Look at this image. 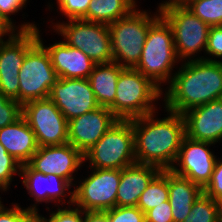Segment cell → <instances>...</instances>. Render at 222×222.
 I'll return each instance as SVG.
<instances>
[{"label": "cell", "mask_w": 222, "mask_h": 222, "mask_svg": "<svg viewBox=\"0 0 222 222\" xmlns=\"http://www.w3.org/2000/svg\"><path fill=\"white\" fill-rule=\"evenodd\" d=\"M164 111L167 117L162 119L156 117V111L130 121L136 162L168 170L175 164L186 132L182 114Z\"/></svg>", "instance_id": "6da1fadb"}, {"label": "cell", "mask_w": 222, "mask_h": 222, "mask_svg": "<svg viewBox=\"0 0 222 222\" xmlns=\"http://www.w3.org/2000/svg\"><path fill=\"white\" fill-rule=\"evenodd\" d=\"M181 63L163 90L165 109L183 114L222 98V62L196 59Z\"/></svg>", "instance_id": "7a4b0ae2"}, {"label": "cell", "mask_w": 222, "mask_h": 222, "mask_svg": "<svg viewBox=\"0 0 222 222\" xmlns=\"http://www.w3.org/2000/svg\"><path fill=\"white\" fill-rule=\"evenodd\" d=\"M181 61L177 57L173 31L166 19L160 15L149 27L143 50L136 70L161 88L170 84L175 64Z\"/></svg>", "instance_id": "3957f363"}, {"label": "cell", "mask_w": 222, "mask_h": 222, "mask_svg": "<svg viewBox=\"0 0 222 222\" xmlns=\"http://www.w3.org/2000/svg\"><path fill=\"white\" fill-rule=\"evenodd\" d=\"M163 91L135 68H124L117 80L116 97L108 107L119 120H131L158 111ZM156 102V103H155Z\"/></svg>", "instance_id": "277c9868"}, {"label": "cell", "mask_w": 222, "mask_h": 222, "mask_svg": "<svg viewBox=\"0 0 222 222\" xmlns=\"http://www.w3.org/2000/svg\"><path fill=\"white\" fill-rule=\"evenodd\" d=\"M158 7L172 28L179 60L203 59L204 56L197 54L206 51L210 26L195 16L180 0H166Z\"/></svg>", "instance_id": "5b68a950"}, {"label": "cell", "mask_w": 222, "mask_h": 222, "mask_svg": "<svg viewBox=\"0 0 222 222\" xmlns=\"http://www.w3.org/2000/svg\"><path fill=\"white\" fill-rule=\"evenodd\" d=\"M160 15L159 7L154 14L135 8L129 15L108 25L115 63L123 68L137 66L149 27Z\"/></svg>", "instance_id": "8992f818"}, {"label": "cell", "mask_w": 222, "mask_h": 222, "mask_svg": "<svg viewBox=\"0 0 222 222\" xmlns=\"http://www.w3.org/2000/svg\"><path fill=\"white\" fill-rule=\"evenodd\" d=\"M83 157L90 168L121 170L135 163L132 122L118 120Z\"/></svg>", "instance_id": "52a82bcc"}, {"label": "cell", "mask_w": 222, "mask_h": 222, "mask_svg": "<svg viewBox=\"0 0 222 222\" xmlns=\"http://www.w3.org/2000/svg\"><path fill=\"white\" fill-rule=\"evenodd\" d=\"M53 28L63 41L84 52L94 63L113 61L110 31L107 24L70 19L58 22Z\"/></svg>", "instance_id": "ba28073f"}, {"label": "cell", "mask_w": 222, "mask_h": 222, "mask_svg": "<svg viewBox=\"0 0 222 222\" xmlns=\"http://www.w3.org/2000/svg\"><path fill=\"white\" fill-rule=\"evenodd\" d=\"M19 104L47 99L59 77L46 48L37 41L26 53L19 70Z\"/></svg>", "instance_id": "9c48e42d"}, {"label": "cell", "mask_w": 222, "mask_h": 222, "mask_svg": "<svg viewBox=\"0 0 222 222\" xmlns=\"http://www.w3.org/2000/svg\"><path fill=\"white\" fill-rule=\"evenodd\" d=\"M90 169V175L88 174V177H83V180L75 184L73 204L82 211H106L114 208L121 170Z\"/></svg>", "instance_id": "30bf717a"}, {"label": "cell", "mask_w": 222, "mask_h": 222, "mask_svg": "<svg viewBox=\"0 0 222 222\" xmlns=\"http://www.w3.org/2000/svg\"><path fill=\"white\" fill-rule=\"evenodd\" d=\"M22 116L34 132L38 147L68 143V120L50 98L25 103Z\"/></svg>", "instance_id": "8fae6325"}, {"label": "cell", "mask_w": 222, "mask_h": 222, "mask_svg": "<svg viewBox=\"0 0 222 222\" xmlns=\"http://www.w3.org/2000/svg\"><path fill=\"white\" fill-rule=\"evenodd\" d=\"M38 41L37 28L16 31L0 41V91L19 103V70L27 51Z\"/></svg>", "instance_id": "7c38bea8"}, {"label": "cell", "mask_w": 222, "mask_h": 222, "mask_svg": "<svg viewBox=\"0 0 222 222\" xmlns=\"http://www.w3.org/2000/svg\"><path fill=\"white\" fill-rule=\"evenodd\" d=\"M213 145L215 144L195 141L185 136L175 161L176 164L170 170L188 178L203 189L211 179L217 160L213 149L210 151L209 148Z\"/></svg>", "instance_id": "4fadbf2b"}, {"label": "cell", "mask_w": 222, "mask_h": 222, "mask_svg": "<svg viewBox=\"0 0 222 222\" xmlns=\"http://www.w3.org/2000/svg\"><path fill=\"white\" fill-rule=\"evenodd\" d=\"M20 177L27 194L32 196L35 201L34 204L26 208L39 213L37 206L42 202L47 204L55 202V206H64L66 203L69 206L73 205V191H70L73 186L64 178L56 174L45 175L34 170L28 163L21 166Z\"/></svg>", "instance_id": "5bb4252c"}, {"label": "cell", "mask_w": 222, "mask_h": 222, "mask_svg": "<svg viewBox=\"0 0 222 222\" xmlns=\"http://www.w3.org/2000/svg\"><path fill=\"white\" fill-rule=\"evenodd\" d=\"M49 98L68 121L99 107L88 79L59 78Z\"/></svg>", "instance_id": "9a60e30c"}, {"label": "cell", "mask_w": 222, "mask_h": 222, "mask_svg": "<svg viewBox=\"0 0 222 222\" xmlns=\"http://www.w3.org/2000/svg\"><path fill=\"white\" fill-rule=\"evenodd\" d=\"M28 164L36 171L45 175L56 174L67 180L73 187L82 164L83 154L69 143L55 146H41L33 154Z\"/></svg>", "instance_id": "2e32d148"}, {"label": "cell", "mask_w": 222, "mask_h": 222, "mask_svg": "<svg viewBox=\"0 0 222 222\" xmlns=\"http://www.w3.org/2000/svg\"><path fill=\"white\" fill-rule=\"evenodd\" d=\"M118 120L108 107L99 106L68 121V143L84 154Z\"/></svg>", "instance_id": "e0dca14e"}, {"label": "cell", "mask_w": 222, "mask_h": 222, "mask_svg": "<svg viewBox=\"0 0 222 222\" xmlns=\"http://www.w3.org/2000/svg\"><path fill=\"white\" fill-rule=\"evenodd\" d=\"M182 115L188 138L212 144L222 141V98L189 109Z\"/></svg>", "instance_id": "ac0fdd59"}, {"label": "cell", "mask_w": 222, "mask_h": 222, "mask_svg": "<svg viewBox=\"0 0 222 222\" xmlns=\"http://www.w3.org/2000/svg\"><path fill=\"white\" fill-rule=\"evenodd\" d=\"M39 27H37L38 41L46 48L51 64L59 78H81L88 79L93 71L94 63L84 52L67 45L64 41L44 45Z\"/></svg>", "instance_id": "d6986e66"}, {"label": "cell", "mask_w": 222, "mask_h": 222, "mask_svg": "<svg viewBox=\"0 0 222 222\" xmlns=\"http://www.w3.org/2000/svg\"><path fill=\"white\" fill-rule=\"evenodd\" d=\"M161 171L156 166L137 162L121 169L116 206H137L141 194Z\"/></svg>", "instance_id": "ffe728a7"}, {"label": "cell", "mask_w": 222, "mask_h": 222, "mask_svg": "<svg viewBox=\"0 0 222 222\" xmlns=\"http://www.w3.org/2000/svg\"><path fill=\"white\" fill-rule=\"evenodd\" d=\"M0 143L21 165L27 164L38 150L35 134L23 116L0 128Z\"/></svg>", "instance_id": "44dd1931"}, {"label": "cell", "mask_w": 222, "mask_h": 222, "mask_svg": "<svg viewBox=\"0 0 222 222\" xmlns=\"http://www.w3.org/2000/svg\"><path fill=\"white\" fill-rule=\"evenodd\" d=\"M168 190L173 222H183L188 217L194 201L203 193V189L188 178L168 169Z\"/></svg>", "instance_id": "7402d4cb"}, {"label": "cell", "mask_w": 222, "mask_h": 222, "mask_svg": "<svg viewBox=\"0 0 222 222\" xmlns=\"http://www.w3.org/2000/svg\"><path fill=\"white\" fill-rule=\"evenodd\" d=\"M123 69L114 61L94 66L88 80L99 106L109 107L114 102L117 80Z\"/></svg>", "instance_id": "603a6c76"}, {"label": "cell", "mask_w": 222, "mask_h": 222, "mask_svg": "<svg viewBox=\"0 0 222 222\" xmlns=\"http://www.w3.org/2000/svg\"><path fill=\"white\" fill-rule=\"evenodd\" d=\"M136 0H90L85 21L109 25L129 15L138 5Z\"/></svg>", "instance_id": "cb8c5ba5"}, {"label": "cell", "mask_w": 222, "mask_h": 222, "mask_svg": "<svg viewBox=\"0 0 222 222\" xmlns=\"http://www.w3.org/2000/svg\"><path fill=\"white\" fill-rule=\"evenodd\" d=\"M168 199V170H162L141 194L137 207L145 214Z\"/></svg>", "instance_id": "d4e9b609"}, {"label": "cell", "mask_w": 222, "mask_h": 222, "mask_svg": "<svg viewBox=\"0 0 222 222\" xmlns=\"http://www.w3.org/2000/svg\"><path fill=\"white\" fill-rule=\"evenodd\" d=\"M195 16L211 26H222V0H180Z\"/></svg>", "instance_id": "484cf974"}, {"label": "cell", "mask_w": 222, "mask_h": 222, "mask_svg": "<svg viewBox=\"0 0 222 222\" xmlns=\"http://www.w3.org/2000/svg\"><path fill=\"white\" fill-rule=\"evenodd\" d=\"M219 202L204 192L194 201L188 217L183 222H220Z\"/></svg>", "instance_id": "4316f807"}, {"label": "cell", "mask_w": 222, "mask_h": 222, "mask_svg": "<svg viewBox=\"0 0 222 222\" xmlns=\"http://www.w3.org/2000/svg\"><path fill=\"white\" fill-rule=\"evenodd\" d=\"M21 164L0 143V192H7L15 174L20 176Z\"/></svg>", "instance_id": "83f0119b"}, {"label": "cell", "mask_w": 222, "mask_h": 222, "mask_svg": "<svg viewBox=\"0 0 222 222\" xmlns=\"http://www.w3.org/2000/svg\"><path fill=\"white\" fill-rule=\"evenodd\" d=\"M28 0H0V15L3 19L11 25L16 31H30L37 28V25L34 23L23 22L21 25H15L13 19L10 18L11 15L22 11V8L26 7ZM26 4V5H25ZM14 22V23H13Z\"/></svg>", "instance_id": "f1b7e54d"}, {"label": "cell", "mask_w": 222, "mask_h": 222, "mask_svg": "<svg viewBox=\"0 0 222 222\" xmlns=\"http://www.w3.org/2000/svg\"><path fill=\"white\" fill-rule=\"evenodd\" d=\"M39 213L28 208L21 207L18 203H12L11 208L0 205V222H34Z\"/></svg>", "instance_id": "f546056e"}, {"label": "cell", "mask_w": 222, "mask_h": 222, "mask_svg": "<svg viewBox=\"0 0 222 222\" xmlns=\"http://www.w3.org/2000/svg\"><path fill=\"white\" fill-rule=\"evenodd\" d=\"M22 116V106L14 99L5 97L0 91V128L14 123Z\"/></svg>", "instance_id": "4dcf8cb0"}, {"label": "cell", "mask_w": 222, "mask_h": 222, "mask_svg": "<svg viewBox=\"0 0 222 222\" xmlns=\"http://www.w3.org/2000/svg\"><path fill=\"white\" fill-rule=\"evenodd\" d=\"M72 206V207H71ZM57 210L51 211L47 219L39 214V218L43 222H83L84 211L74 204L70 206H64V208L57 206Z\"/></svg>", "instance_id": "1f68e13d"}, {"label": "cell", "mask_w": 222, "mask_h": 222, "mask_svg": "<svg viewBox=\"0 0 222 222\" xmlns=\"http://www.w3.org/2000/svg\"><path fill=\"white\" fill-rule=\"evenodd\" d=\"M106 212L109 222H145V214L137 206H115Z\"/></svg>", "instance_id": "d6a6232c"}, {"label": "cell", "mask_w": 222, "mask_h": 222, "mask_svg": "<svg viewBox=\"0 0 222 222\" xmlns=\"http://www.w3.org/2000/svg\"><path fill=\"white\" fill-rule=\"evenodd\" d=\"M59 13L70 19H83L87 15L90 0H56Z\"/></svg>", "instance_id": "836d02e7"}, {"label": "cell", "mask_w": 222, "mask_h": 222, "mask_svg": "<svg viewBox=\"0 0 222 222\" xmlns=\"http://www.w3.org/2000/svg\"><path fill=\"white\" fill-rule=\"evenodd\" d=\"M205 53L209 57H203L204 60L222 62V26L210 27Z\"/></svg>", "instance_id": "e575fe53"}, {"label": "cell", "mask_w": 222, "mask_h": 222, "mask_svg": "<svg viewBox=\"0 0 222 222\" xmlns=\"http://www.w3.org/2000/svg\"><path fill=\"white\" fill-rule=\"evenodd\" d=\"M203 192L217 202L222 200V158H217L211 179Z\"/></svg>", "instance_id": "d590c367"}, {"label": "cell", "mask_w": 222, "mask_h": 222, "mask_svg": "<svg viewBox=\"0 0 222 222\" xmlns=\"http://www.w3.org/2000/svg\"><path fill=\"white\" fill-rule=\"evenodd\" d=\"M145 222H173L172 208L169 201L147 211Z\"/></svg>", "instance_id": "8d00e7d4"}, {"label": "cell", "mask_w": 222, "mask_h": 222, "mask_svg": "<svg viewBox=\"0 0 222 222\" xmlns=\"http://www.w3.org/2000/svg\"><path fill=\"white\" fill-rule=\"evenodd\" d=\"M83 222H109L106 211H84Z\"/></svg>", "instance_id": "74e56055"}, {"label": "cell", "mask_w": 222, "mask_h": 222, "mask_svg": "<svg viewBox=\"0 0 222 222\" xmlns=\"http://www.w3.org/2000/svg\"><path fill=\"white\" fill-rule=\"evenodd\" d=\"M15 32L16 30L11 25H9L0 15V41L4 40V36L5 38H7V36L10 37Z\"/></svg>", "instance_id": "f35d334b"}, {"label": "cell", "mask_w": 222, "mask_h": 222, "mask_svg": "<svg viewBox=\"0 0 222 222\" xmlns=\"http://www.w3.org/2000/svg\"><path fill=\"white\" fill-rule=\"evenodd\" d=\"M219 215H220V222H222V200L219 201Z\"/></svg>", "instance_id": "ab89813d"}, {"label": "cell", "mask_w": 222, "mask_h": 222, "mask_svg": "<svg viewBox=\"0 0 222 222\" xmlns=\"http://www.w3.org/2000/svg\"><path fill=\"white\" fill-rule=\"evenodd\" d=\"M34 222H43L39 217Z\"/></svg>", "instance_id": "60d3db41"}]
</instances>
